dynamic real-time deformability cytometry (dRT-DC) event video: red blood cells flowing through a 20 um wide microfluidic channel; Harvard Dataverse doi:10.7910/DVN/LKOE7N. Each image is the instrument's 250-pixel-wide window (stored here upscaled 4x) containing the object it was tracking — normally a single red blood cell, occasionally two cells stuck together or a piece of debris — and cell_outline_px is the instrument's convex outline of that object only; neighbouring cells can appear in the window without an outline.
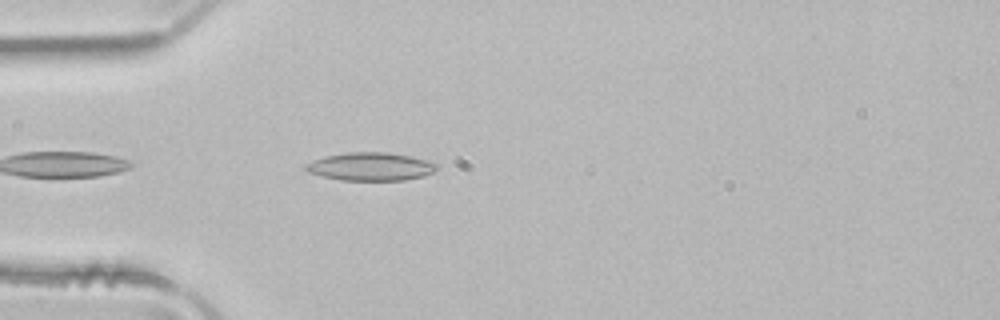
{"species": "common noctule bat (a hibernating species)", "species_latin": "Nyctalus noctula", "temperature_condition": "room temperature", "stored_images_in_passage": 16, "camera_frame_rate_fps": 3000, "um_per_image_px": 0.085, "animal": {"sex": "male", "body_mass_g": 21.5, "forearm_length_mm": 52.0}, "frame": {"image": 1, "passage_image": 2, "time_ms": 0.333, "image_size_px": [1000, 320], "cell_outline_px": [[436, 168], [432, 172], [424, 176], [404, 180], [340, 180], [308, 172], [304, 168], [304, 164], [312, 160], [324, 156], [348, 152], [388, 152], [412, 156], [428, 160], [436, 164]], "centroid_in_image_um": [31.48, 14.15], "position_along_channel_um": 53.5, "area_um2": 21.5}}
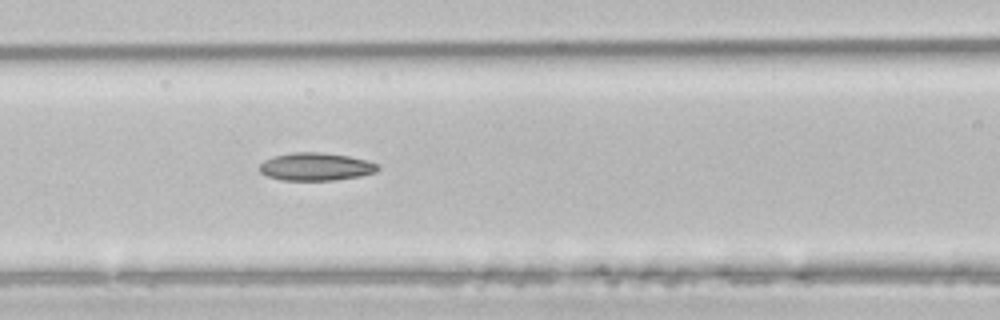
{"frame": {"image": 2, "passage_image": 9, "time_ms": 2.667, "image_size_px": [1000, 320], "cell_outline_px": [[380, 168], [376, 172], [360, 176], [336, 180], [284, 180], [268, 176], [260, 172], [260, 164], [264, 160], [272, 156], [292, 152], [320, 152], [348, 156], [368, 160], [376, 164]], "centroid_in_image_um": [26.85, 14.16], "position_along_channel_um": 139.8, "area_um2": 19.19}}
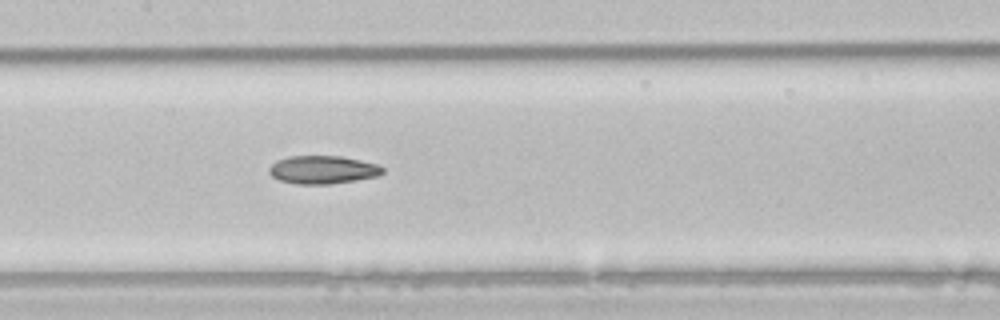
{"frame": {"image": 3, "passage_image": 12, "time_ms": 3.667, "image_size_px": [1000, 320], "cell_outline_px": [[384, 172], [376, 176], [356, 180], [328, 184], [296, 184], [280, 180], [272, 176], [268, 172], [268, 168], [276, 160], [288, 156], [340, 156], [360, 160], [376, 164], [384, 168]], "centroid_in_image_um": [27.4, 14.42], "position_along_channel_um": 180.0, "area_um2": 18.55}}